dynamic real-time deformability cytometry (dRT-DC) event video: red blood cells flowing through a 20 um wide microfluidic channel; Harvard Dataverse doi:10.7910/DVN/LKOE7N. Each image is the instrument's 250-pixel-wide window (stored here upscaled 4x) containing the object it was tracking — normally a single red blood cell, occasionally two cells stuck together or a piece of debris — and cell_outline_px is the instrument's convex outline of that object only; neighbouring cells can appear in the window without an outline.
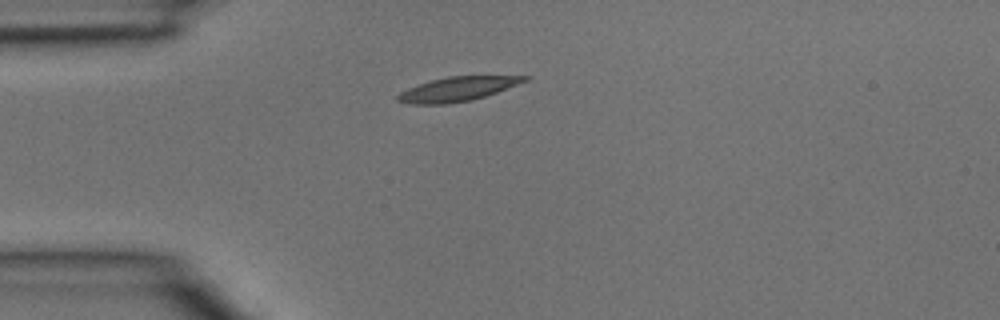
{"species": "common noctule bat (a hibernating species)", "species_latin": "Nyctalus noctula", "temperature_condition": "room temperature", "stored_images_in_passage": 2, "camera_frame_rate_fps": 3000, "um_per_image_px": 0.085, "animal": {"sex": "male", "body_mass_g": 15.6}, "frame": {"image": 1, "passage_image": 2, "time_ms": 0.333, "image_size_px": [1000, 320], "cell_outline_px": [[532, 76], [528, 80], [496, 92], [472, 100], [448, 104], [408, 104], [396, 100], [396, 96], [400, 92], [408, 88], [432, 80], [448, 76]], "centroid_in_image_um": [38.85, 7.58], "position_along_channel_um": 46.1, "area_um2": 17.74}}